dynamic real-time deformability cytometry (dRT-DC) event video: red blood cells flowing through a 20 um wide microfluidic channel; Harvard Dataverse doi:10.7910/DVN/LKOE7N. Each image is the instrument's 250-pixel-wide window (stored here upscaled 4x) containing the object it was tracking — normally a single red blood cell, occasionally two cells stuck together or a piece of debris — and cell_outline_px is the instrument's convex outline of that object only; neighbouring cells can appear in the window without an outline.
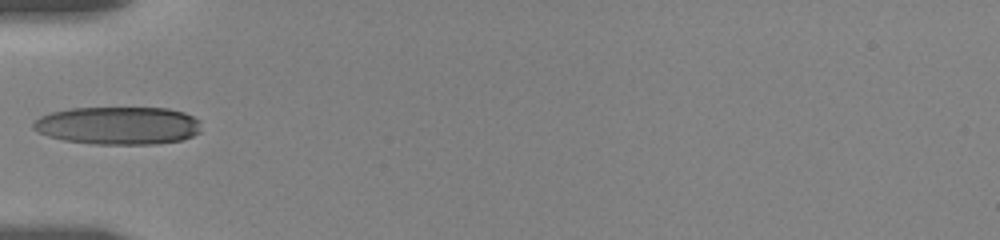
{"species": "human", "species_latin": "Homo sapiens", "temperature_condition": "room temperature", "stored_images_in_passage": 37, "camera_frame_rate_fps": 3000, "um_per_image_px": 0.085, "donor": {"sex": "female"}, "frame": {"image": 1, "passage_image": 1, "time_ms": 0.0, "image_size_px": [1000, 240], "cell_outline_px": [[200, 132], [192, 136], [180, 140], [156, 144], [92, 144], [64, 140], [48, 136], [32, 128], [32, 124], [40, 116], [52, 112], [72, 108], [168, 108], [184, 112], [200, 120]], "centroid_in_image_um": [10.06, 10.67], "position_along_channel_um": 74.9, "area_um2": 37.11}}
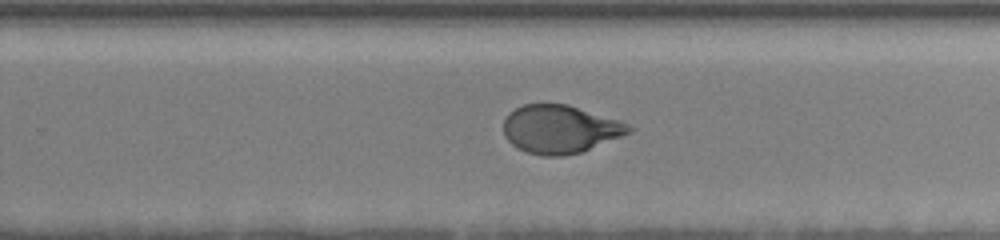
{"frame": {"image": 2, "passage_image": 18, "time_ms": 5.667, "image_size_px": [1000, 240], "cell_outline_px": [[636, 128], [632, 132], [580, 152], [564, 156], [544, 156], [528, 152], [516, 148], [504, 136], [504, 120], [508, 112], [524, 104], [568, 104], [620, 120]], "centroid_in_image_um": [47.61, 10.97], "position_along_channel_um": 282.2, "area_um2": 35.26}}
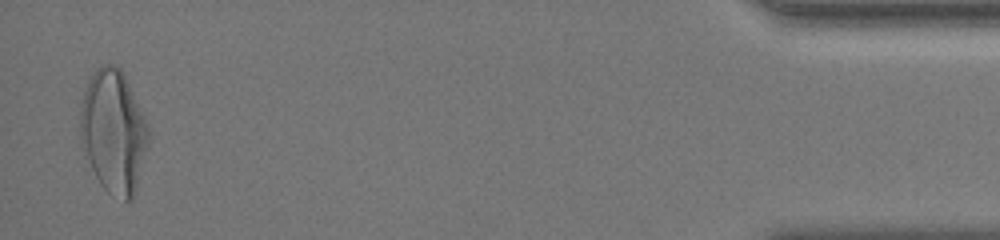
{"frame": {"image": 3, "passage_image": 36, "time_ms": 11.667, "image_size_px": [1000, 240], "cell_outline_px": [[148, 140], [136, 192], [132, 200], [124, 200], [112, 196], [100, 184], [92, 168], [84, 148], [80, 132], [80, 108], [84, 88], [88, 80], [96, 68], [100, 64], [116, 64], [124, 72], [148, 124]], "centroid_in_image_um": [9.65, 11.13], "position_along_channel_um": 425.6, "area_um2": 48.84}, "authors_computed_cell_mechanics": {"area_um2": 36.1828, "velocity_mm_per_s": 3.653, "shape_relaxation_time_tau1_ms": 7.2724, "shape_relaxation_time_tau2_ms": null, "deformation_change_tau1": 0.2361, "deformation_change_tau2": null}}